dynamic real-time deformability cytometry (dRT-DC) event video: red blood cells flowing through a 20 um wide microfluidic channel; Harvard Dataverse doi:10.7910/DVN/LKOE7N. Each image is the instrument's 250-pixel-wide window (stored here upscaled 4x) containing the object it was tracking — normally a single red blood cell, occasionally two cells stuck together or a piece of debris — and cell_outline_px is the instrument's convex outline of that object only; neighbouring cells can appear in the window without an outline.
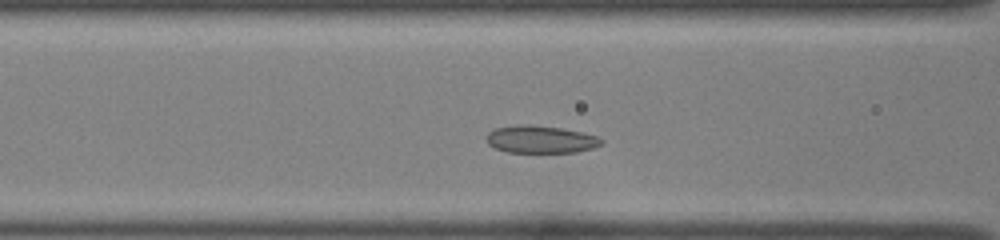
{"species": "common noctule bat (a hibernating species)", "species_latin": "Nyctalus noctula", "temperature_condition": "room temperature", "stored_images_in_passage": 31, "camera_frame_rate_fps": 3000, "um_per_image_px": 0.085, "animal": {"sex": "female", "body_mass_g": 22.0, "forearm_length_mm": 56.7}, "frame": {"image": 1, "passage_image": 8, "time_ms": 2.333, "image_size_px": [1000, 240], "cell_outline_px": [[604, 144], [592, 148], [576, 152], [508, 152], [496, 148], [488, 144], [488, 132], [496, 128], [516, 124], [528, 124], [560, 128], [580, 132], [596, 136], [604, 140]], "centroid_in_image_um": [45.97, 11.84], "position_along_channel_um": 120.6, "area_um2": 18.26}}
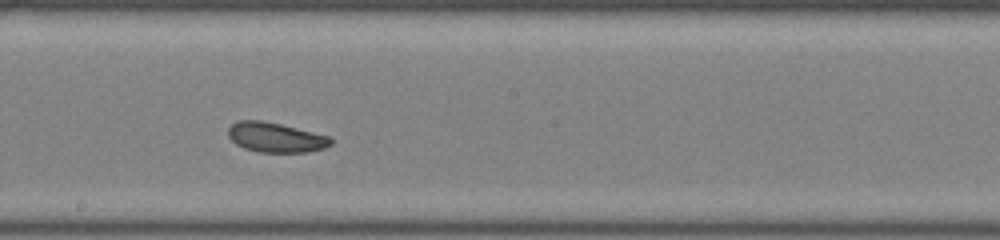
{"frame": {"image": 2, "passage_image": 16, "time_ms": 5.0, "image_size_px": [1000, 240], "cell_outline_px": [[332, 144], [324, 148], [308, 152], [256, 152], [244, 148], [236, 144], [228, 136], [228, 128], [236, 120], [260, 120], [280, 124], [328, 136], [332, 140]], "centroid_in_image_um": [23.39, 11.68], "position_along_channel_um": 224.8, "area_um2": 17.74}}
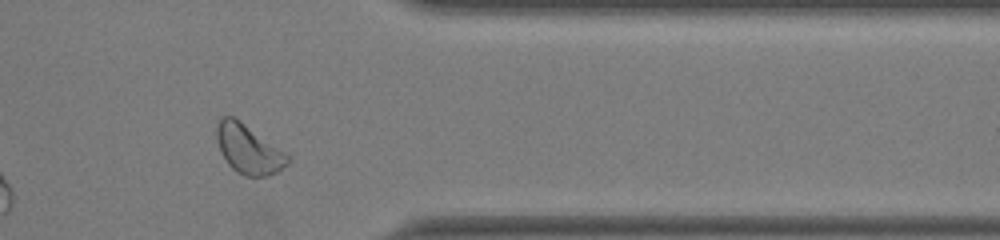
{"frame": {"image": 3, "passage_image": 29, "time_ms": 9.333, "image_size_px": [1000, 240], "cell_outline_px": [[288, 164], [276, 172], [268, 176], [244, 176], [236, 172], [228, 164], [220, 152], [216, 140], [216, 128], [220, 120], [224, 116], [232, 116], [240, 120], [284, 152], [288, 156]], "centroid_in_image_um": [21.08, 12.69], "position_along_channel_um": 390.3, "area_um2": 20.06}, "authors_computed_cell_mechanics": {"area_um2": 18.2648, "velocity_mm_per_s": 3.9226, "shape_relaxation_time_tau1_ms": 4.9811, "shape_relaxation_time_tau2_ms": 1.5794, "deformation_change_tau1": 0.1188, "deformation_change_tau2": 0.057}}